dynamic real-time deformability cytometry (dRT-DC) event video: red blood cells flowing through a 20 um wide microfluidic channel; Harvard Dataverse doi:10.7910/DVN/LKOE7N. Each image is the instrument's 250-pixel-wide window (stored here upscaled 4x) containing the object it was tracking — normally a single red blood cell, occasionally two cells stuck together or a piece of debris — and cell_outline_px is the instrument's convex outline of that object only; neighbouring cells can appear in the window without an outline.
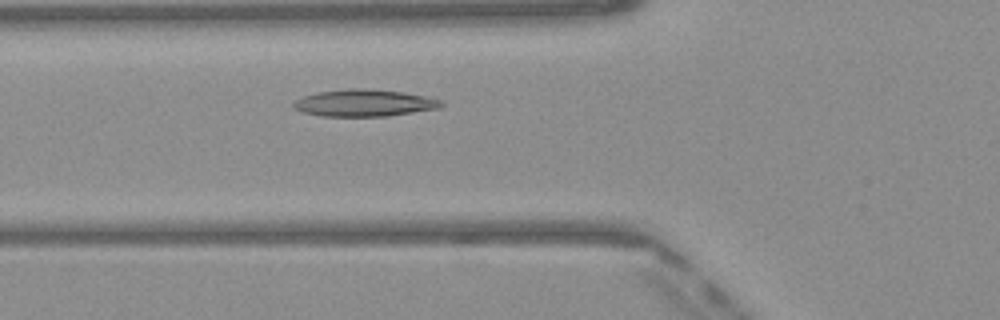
{"species": "Egyptian fruit bat (a non-hibernating species)", "species_latin": "Rousettus aegyptiacus", "temperature_condition": "warm", "stored_images_in_passage": 41, "camera_frame_rate_fps": 3000, "um_per_image_px": 0.085, "frame": {"image": 1, "passage_image": 9, "time_ms": 2.667, "image_size_px": [1000, 320], "cell_outline_px": [[448, 104], [440, 108], [388, 116], [320, 116], [300, 112], [292, 108], [292, 100], [304, 96], [320, 92], [348, 88], [360, 88], [404, 92], [444, 100]], "centroid_in_image_um": [30.97, 8.76], "position_along_channel_um": 94.8, "area_um2": 23.52}}
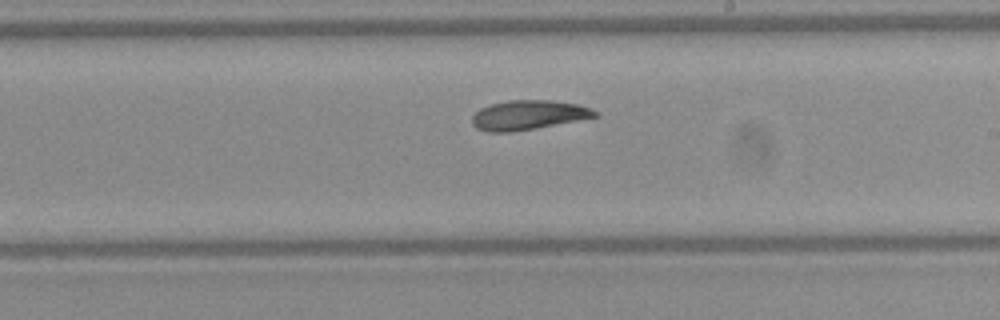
{"frame": {"image": 2, "passage_image": 20, "time_ms": 6.333, "image_size_px": [1000, 320], "cell_outline_px": [[600, 116], [536, 128], [512, 132], [488, 132], [476, 128], [472, 124], [472, 116], [480, 108], [492, 104], [508, 100], [552, 100], [580, 104], [600, 112]], "centroid_in_image_um": [44.94, 9.77], "position_along_channel_um": 244.1, "area_um2": 21.27}}
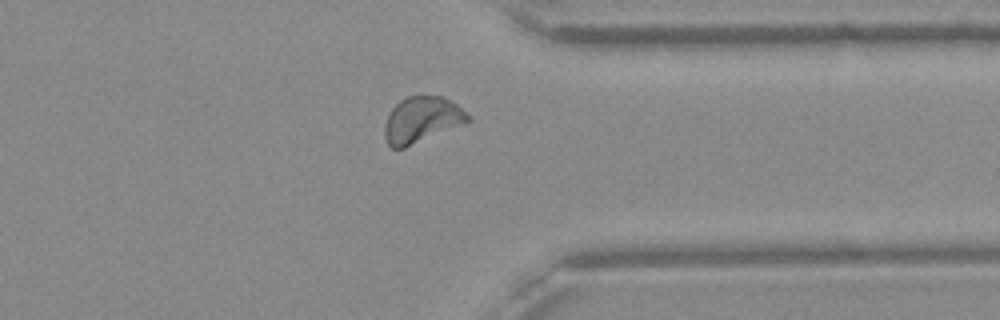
{"frame": {"image": 3, "passage_image": 30, "time_ms": 9.667, "image_size_px": [1000, 320], "cell_outline_px": [[472, 120], [464, 124], [404, 148], [392, 148], [388, 144], [384, 136], [384, 124], [392, 108], [400, 100], [408, 96], [444, 96], [456, 104]], "centroid_in_image_um": [35.83, 10.18], "position_along_channel_um": 375.6, "area_um2": 22.14}, "authors_computed_cell_mechanics": {"area_um2": 21.9062, "velocity_mm_per_s": 4.0609, "shape_relaxation_time_tau1_ms": null, "shape_relaxation_time_tau2_ms": 5.7575, "deformation_change_tau1": null, "deformation_change_tau2": 0.1081}}